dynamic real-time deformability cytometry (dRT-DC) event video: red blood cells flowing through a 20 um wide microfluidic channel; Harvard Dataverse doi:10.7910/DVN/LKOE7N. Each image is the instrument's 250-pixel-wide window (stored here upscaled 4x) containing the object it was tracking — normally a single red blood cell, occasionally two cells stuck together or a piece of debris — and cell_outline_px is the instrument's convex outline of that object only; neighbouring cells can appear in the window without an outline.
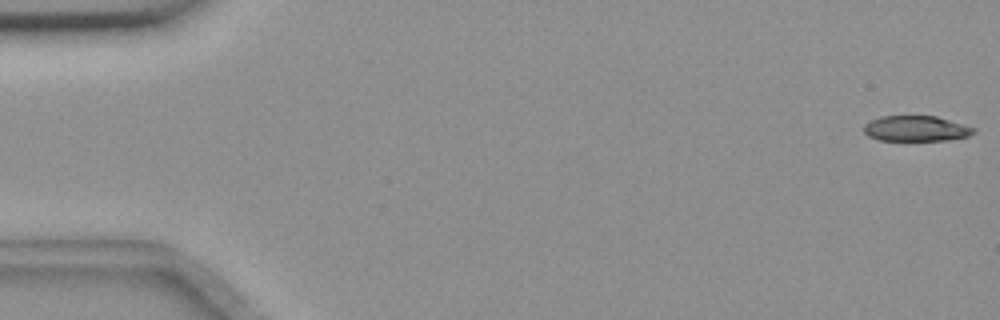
{"species": "common noctule bat (a hibernating species)", "species_latin": "Nyctalus noctula", "temperature_condition": "room temperature", "stored_images_in_passage": 56, "camera_frame_rate_fps": 3000, "um_per_image_px": 0.085, "animal": {"sex": "female", "body_mass_g": 18.4}, "frame": {"image": 1, "passage_image": 1, "time_ms": 0.0, "image_size_px": [1000, 320], "cell_outline_px": [[976, 132], [968, 136], [948, 140], [880, 140], [868, 136], [864, 132], [864, 124], [880, 116], [936, 116], [976, 128]], "centroid_in_image_um": [77.87, 10.93], "position_along_channel_um": 7.1, "area_um2": 16.24}}
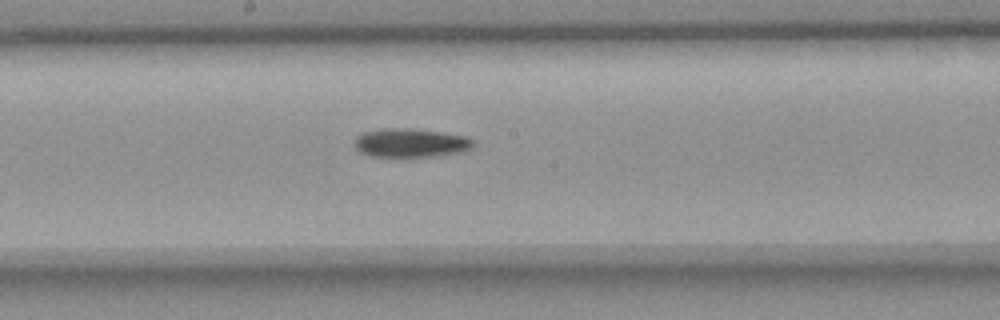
{"frame": {"image": 2, "passage_image": 30, "time_ms": 9.667, "image_size_px": [1000, 320], "cell_outline_px": [[476, 144], [472, 148], [460, 152], [436, 156], [372, 156], [360, 152], [356, 148], [356, 136], [364, 132], [384, 128], [408, 128], [440, 132], [464, 136], [472, 140]], "centroid_in_image_um": [34.92, 12.14], "position_along_channel_um": 213.3, "area_um2": 19.65}}
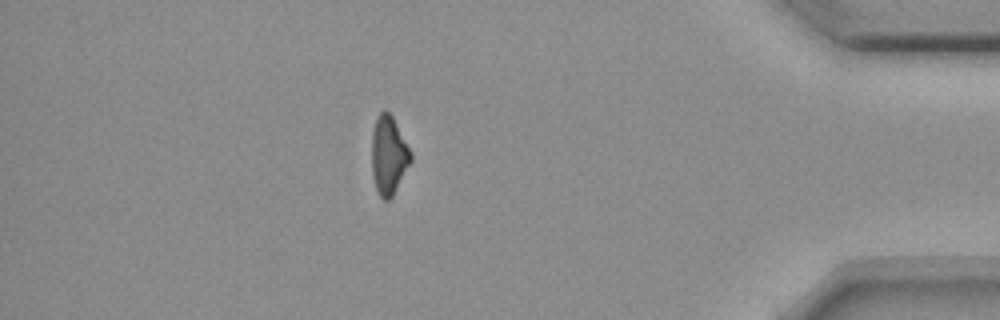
{"frame": {"image": 3, "passage_image": 49, "time_ms": 16.0, "image_size_px": [1000, 320], "cell_outline_px": [[412, 160], [392, 196], [388, 200], [384, 200], [380, 196], [376, 188], [372, 172], [372, 132], [376, 116], [384, 108], [392, 116], [412, 152]], "centroid_in_image_um": [33.03, 13.16], "position_along_channel_um": 402.2, "area_um2": 17.8}, "authors_computed_cell_mechanics": {"area_um2": 19.0162, "velocity_mm_per_s": 3.644, "shape_relaxation_time_tau1_ms": 6.4793, "shape_relaxation_time_tau2_ms": null, "deformation_change_tau1": 0.1737, "deformation_change_tau2": null}}